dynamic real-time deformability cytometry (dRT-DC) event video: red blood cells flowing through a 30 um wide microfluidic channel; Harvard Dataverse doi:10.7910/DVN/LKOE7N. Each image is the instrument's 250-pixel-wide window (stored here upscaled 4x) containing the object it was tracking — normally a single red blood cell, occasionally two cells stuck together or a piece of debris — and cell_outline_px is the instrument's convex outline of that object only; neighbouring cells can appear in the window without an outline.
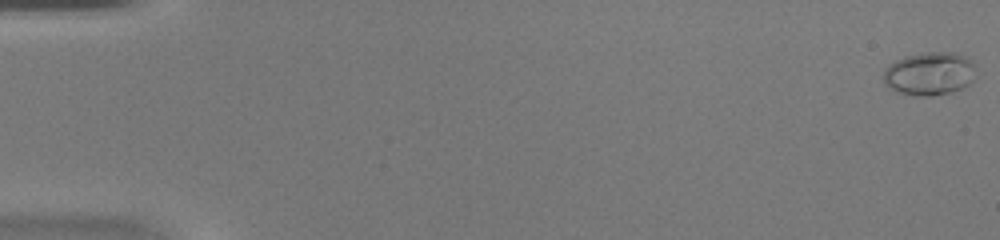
{"species": "common noctule bat (a hibernating species)", "species_latin": "Nyctalus noctula", "temperature_condition": "warm", "stored_images_in_passage": 50, "camera_frame_rate_fps": 3000, "um_per_image_px": 0.085, "animal": {"sex": "female", "body_mass_g": 20.0, "forearm_length_mm": 54.0}, "frame": {"image": 1, "passage_image": 1, "time_ms": 0.0, "image_size_px": [1000, 240], "cell_outline_px": [[976, 76], [968, 84], [952, 92], [932, 96], [912, 96], [896, 92], [888, 88], [884, 84], [884, 68], [888, 64], [904, 56], [924, 52], [956, 52], [972, 60]], "centroid_in_image_um": [78.97, 6.26], "position_along_channel_um": 6.0, "area_um2": 23.7}}
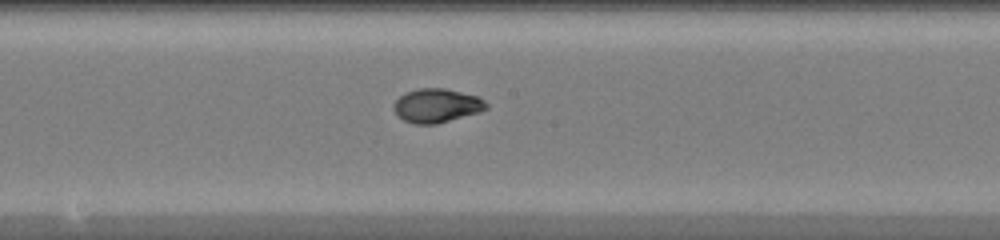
{"frame": {"image": 2, "passage_image": 28, "time_ms": 9.0, "image_size_px": [1000, 240], "cell_outline_px": [[488, 108], [480, 112], [436, 124], [416, 124], [404, 120], [396, 116], [392, 108], [392, 104], [404, 92], [416, 88], [444, 88], [480, 96], [488, 104]], "centroid_in_image_um": [37.1, 8.96], "position_along_channel_um": 211.1, "area_um2": 18.61}}
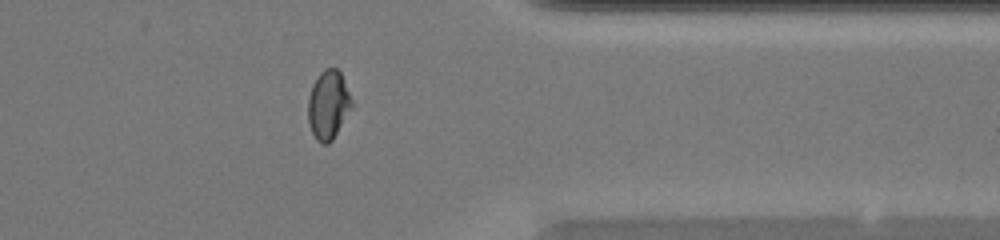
{"frame": {"image": 3, "passage_image": 41, "time_ms": 13.333, "image_size_px": [1000, 240], "cell_outline_px": [[352, 108], [332, 140], [328, 144], [320, 144], [316, 140], [312, 132], [308, 120], [308, 96], [312, 84], [320, 72], [324, 68], [336, 68], [340, 72], [344, 80], [352, 100]], "centroid_in_image_um": [27.89, 8.91], "position_along_channel_um": 383.5, "area_um2": 17.57}, "authors_computed_cell_mechanics": {"area_um2": 18.2359, "velocity_mm_per_s": 4.2038, "shape_relaxation_time_tau1_ms": 5.4057, "shape_relaxation_time_tau2_ms": 0.7936, "deformation_change_tau1": 0.2229, "deformation_change_tau2": 0.0336}}